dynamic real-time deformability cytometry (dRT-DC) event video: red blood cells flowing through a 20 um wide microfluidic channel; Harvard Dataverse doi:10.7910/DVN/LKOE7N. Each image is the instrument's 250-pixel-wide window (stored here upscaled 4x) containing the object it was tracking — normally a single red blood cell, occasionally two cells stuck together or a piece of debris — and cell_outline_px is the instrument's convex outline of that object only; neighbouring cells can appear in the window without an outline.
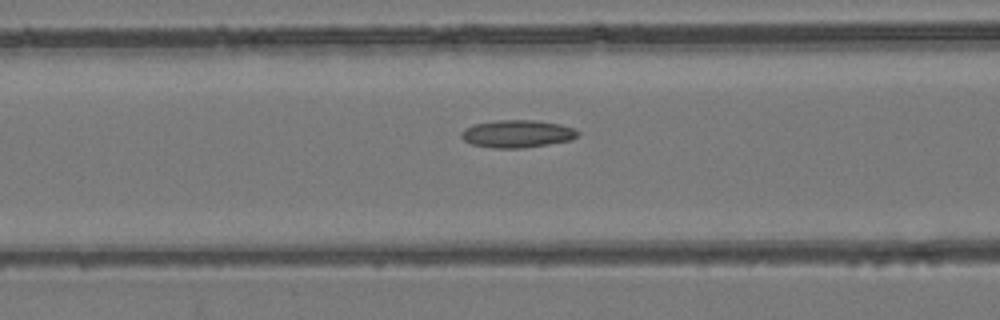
{"species": "common noctule bat (a hibernating species)", "species_latin": "Nyctalus noctula", "temperature_condition": "room temperature", "stored_images_in_passage": 53, "camera_frame_rate_fps": 3000, "um_per_image_px": 0.085, "animal": {"sex": "female", "body_mass_g": 24.6, "forearm_length_mm": 56.2}, "frame": {"image": 1, "passage_image": 22, "time_ms": 7.0, "image_size_px": [1000, 320], "cell_outline_px": [[580, 136], [572, 140], [524, 148], [492, 148], [472, 144], [464, 140], [460, 136], [460, 132], [464, 128], [472, 124], [496, 120], [536, 120], [560, 124], [576, 128], [580, 132]], "centroid_in_image_um": [43.98, 11.36], "position_along_channel_um": 122.6, "area_um2": 19.07}}
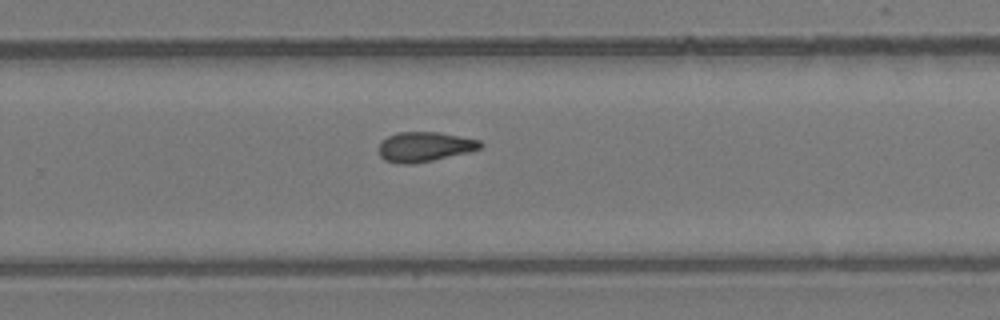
{"frame": {"image": 2, "passage_image": 35, "time_ms": 11.333, "image_size_px": [1000, 320], "cell_outline_px": [[484, 144], [480, 148], [472, 152], [412, 164], [396, 164], [384, 160], [380, 156], [376, 148], [380, 140], [396, 132], [440, 132], [480, 140]], "centroid_in_image_um": [36.05, 12.48], "position_along_channel_um": 293.8, "area_um2": 18.09}}
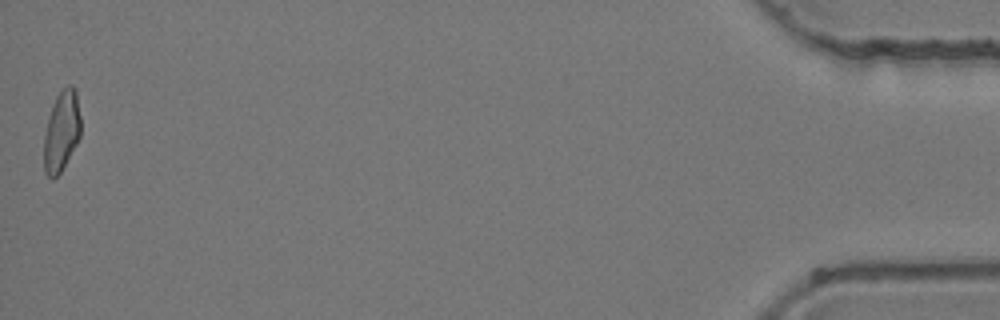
{"frame": {"image": 3, "passage_image": 53, "time_ms": 17.333, "image_size_px": [1000, 320], "cell_outline_px": [[80, 136], [76, 144], [60, 172], [52, 180], [44, 172], [44, 136], [48, 116], [52, 104], [56, 96], [68, 84], [72, 84], [76, 88], [80, 116]], "centroid_in_image_um": [5.22, 11.11], "position_along_channel_um": 430.0, "area_um2": 17.28}, "authors_computed_cell_mechanics": {"area_um2": 18.0336, "velocity_mm_per_s": 3.9599, "shape_relaxation_time_tau1_ms": null, "shape_relaxation_time_tau2_ms": 4.6071, "deformation_change_tau1": null, "deformation_change_tau2": 0.126}}